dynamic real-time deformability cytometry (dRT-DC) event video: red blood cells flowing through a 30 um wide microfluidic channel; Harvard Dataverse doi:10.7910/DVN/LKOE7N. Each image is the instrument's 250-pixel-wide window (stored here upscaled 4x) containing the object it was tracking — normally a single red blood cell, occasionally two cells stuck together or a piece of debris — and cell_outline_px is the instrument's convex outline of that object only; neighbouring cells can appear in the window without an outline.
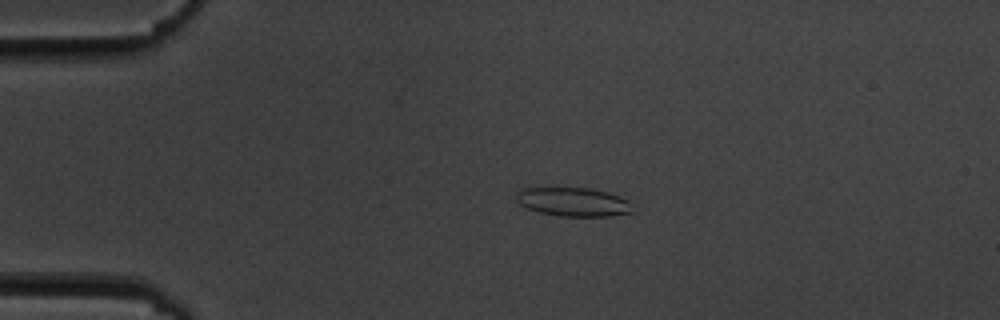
{"species": "common noctule bat (a hibernating species)", "species_latin": "Nyctalus noctula", "temperature_condition": "cold", "stored_images_in_passage": 4, "camera_frame_rate_fps": 3000, "um_per_image_px": 0.085, "animal": {"sex": "male", "body_mass_g": 19.5, "forearm_length_mm": 54.6}, "frame": {"image": 1, "passage_image": 3, "time_ms": 2.333, "image_size_px": [1000, 320], "cell_outline_px": [[632, 212], [612, 216], [560, 216], [540, 212], [528, 208], [520, 204], [516, 200], [516, 196], [524, 188], [592, 188], [608, 192], [620, 196], [628, 200]], "centroid_in_image_um": [48.76, 17.16], "position_along_channel_um": 36.2, "area_um2": 19.31}}